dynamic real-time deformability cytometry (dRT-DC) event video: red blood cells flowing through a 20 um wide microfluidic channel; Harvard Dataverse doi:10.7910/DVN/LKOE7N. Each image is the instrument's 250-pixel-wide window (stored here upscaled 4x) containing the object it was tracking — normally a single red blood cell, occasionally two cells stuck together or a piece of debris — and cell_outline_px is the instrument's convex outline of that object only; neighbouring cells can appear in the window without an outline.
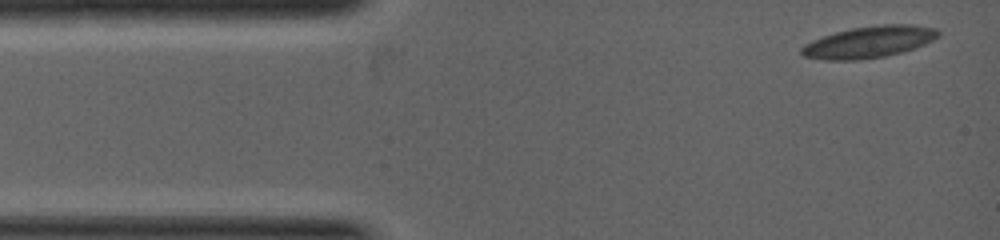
{"species": "common noctule bat (a hibernating species)", "species_latin": "Nyctalus noctula", "temperature_condition": "warm", "stored_images_in_passage": 3, "camera_frame_rate_fps": 5000, "um_per_image_px": 0.085, "animal": {"sex": "female", "body_mass_g": 19.0, "forearm_length_mm": 53.3}, "frame": {"image": 1, "passage_image": 1, "time_ms": 0.0, "image_size_px": [1000, 240], "cell_outline_px": [[940, 36], [916, 48], [884, 56], [856, 60], [824, 60], [804, 56], [800, 52], [800, 48], [804, 44], [812, 40], [836, 32], [852, 28], [880, 24], [912, 24], [936, 28], [940, 32]], "centroid_in_image_um": [73.88, 3.56], "position_along_channel_um": 11.1, "area_um2": 25.2}}
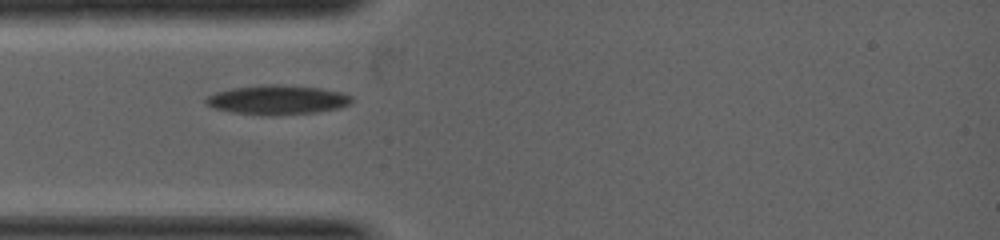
{"frame": {"image": 2, "passage_image": 3, "time_ms": 1.6, "image_size_px": [1000, 240], "cell_outline_px": [[352, 100], [348, 104], [340, 108], [316, 112], [280, 116], [260, 116], [232, 112], [212, 108], [204, 104], [204, 100], [208, 96], [216, 92], [232, 88], [260, 84], [280, 84], [320, 88], [340, 92], [352, 96]], "centroid_in_image_um": [23.53, 8.5], "position_along_channel_um": 61.5, "area_um2": 25.43}}